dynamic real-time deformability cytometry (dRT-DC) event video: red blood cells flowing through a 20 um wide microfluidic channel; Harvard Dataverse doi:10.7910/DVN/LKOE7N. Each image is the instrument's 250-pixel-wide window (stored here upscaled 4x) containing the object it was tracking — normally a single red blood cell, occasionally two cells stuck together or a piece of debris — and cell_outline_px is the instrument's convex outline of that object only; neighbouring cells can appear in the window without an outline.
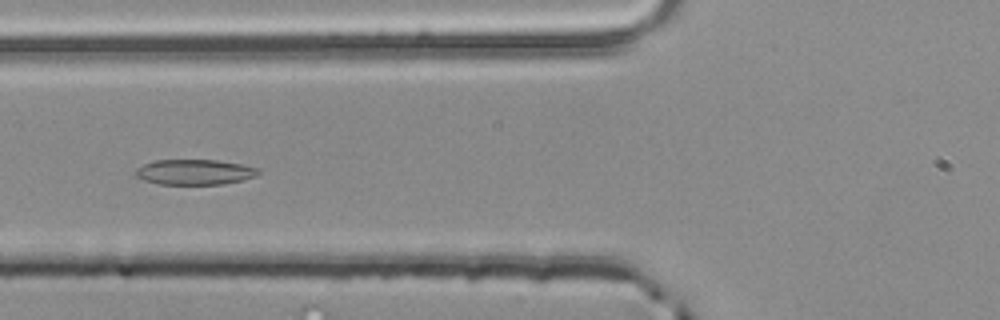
{"species": "common noctule bat (a hibernating species)", "species_latin": "Nyctalus noctula", "temperature_condition": "room temperature", "stored_images_in_passage": 55, "segment_of_instrument_passage": [1, 2], "camera_frame_rate_fps": 3000, "um_per_image_px": 0.085, "animal": {"sex": "male", "body_mass_g": 20.4}, "frame": {"image": 1, "passage_image": 21, "time_ms": 6.667, "image_size_px": [1000, 320], "cell_outline_px": [[260, 172], [256, 176], [244, 180], [220, 184], [160, 184], [144, 180], [136, 176], [136, 168], [152, 160], [216, 160], [240, 164], [260, 168]], "centroid_in_image_um": [16.56, 14.62], "position_along_channel_um": 109.2, "area_um2": 18.09}}
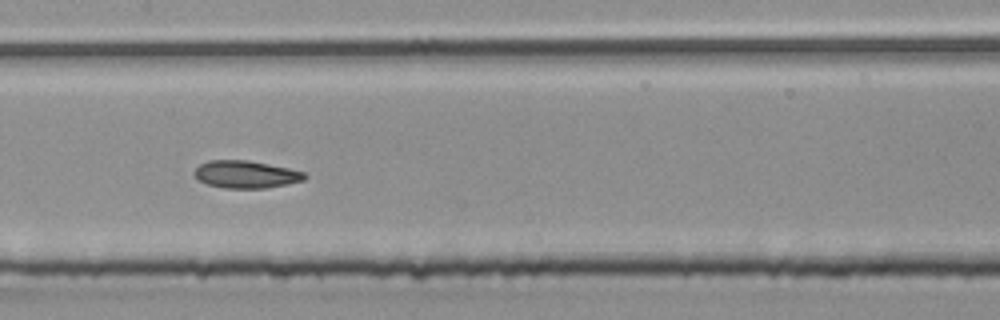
{"frame": {"image": 2, "passage_image": 27, "time_ms": 8.667, "image_size_px": [1000, 320], "cell_outline_px": [[308, 176], [304, 180], [288, 184], [264, 188], [224, 188], [208, 184], [200, 180], [192, 172], [200, 164], [208, 160], [248, 160], [288, 168], [304, 172]], "centroid_in_image_um": [20.91, 14.82], "position_along_channel_um": 186.5, "area_um2": 17.57}}
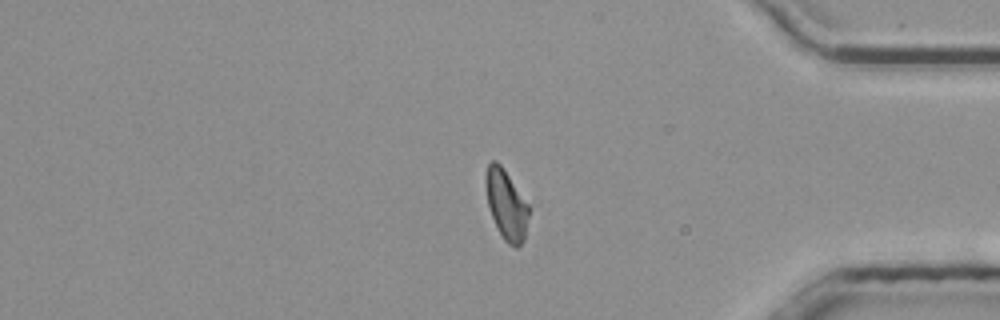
{"frame": {"image": 3, "passage_image": 45, "time_ms": 14.667, "image_size_px": [1000, 320], "cell_outline_px": [[528, 216], [524, 240], [516, 248], [508, 244], [504, 240], [492, 216], [488, 204], [484, 180], [484, 176], [488, 164], [492, 160], [496, 160], [500, 164], [528, 204]], "centroid_in_image_um": [43.01, 17.38], "position_along_channel_um": 392.2, "area_um2": 17.17}}